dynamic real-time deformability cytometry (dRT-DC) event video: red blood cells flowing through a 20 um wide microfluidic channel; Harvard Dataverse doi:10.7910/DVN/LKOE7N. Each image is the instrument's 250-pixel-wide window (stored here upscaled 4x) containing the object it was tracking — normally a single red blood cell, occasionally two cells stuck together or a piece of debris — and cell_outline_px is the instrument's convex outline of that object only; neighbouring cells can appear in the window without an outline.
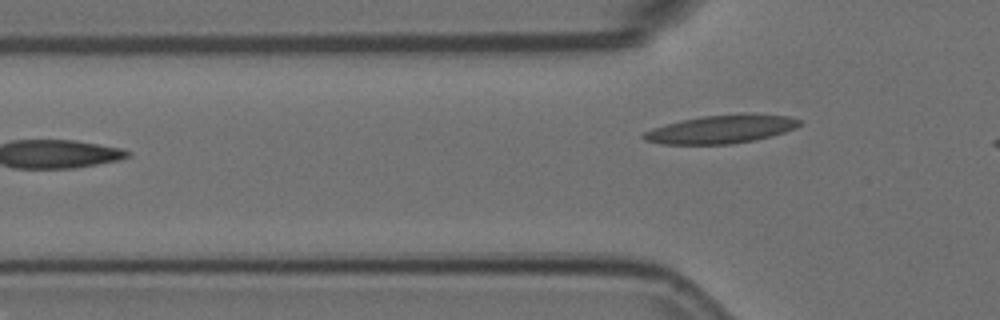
{"species": "Egyptian fruit bat (a non-hibernating species)", "species_latin": "Rousettus aegyptiacus", "temperature_condition": "room temperature", "stored_images_in_passage": 2, "camera_frame_rate_fps": 3000, "um_per_image_px": 0.085, "animal": {"sex": "female"}, "frame": {"image": 1, "passage_image": 2, "time_ms": 0.333, "image_size_px": [1000, 320], "cell_outline_px": [[800, 124], [796, 128], [772, 136], [756, 140], [732, 144], [664, 144], [644, 140], [640, 136], [644, 132], [652, 128], [680, 120], [704, 116], [788, 116], [800, 120]], "centroid_in_image_um": [61.21, 11.03], "position_along_channel_um": 64.6, "area_um2": 24.8}}